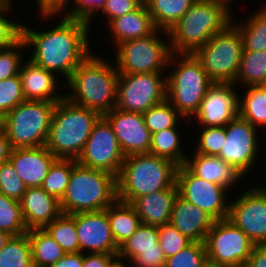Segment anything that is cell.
<instances>
[{"label":"cell","mask_w":266,"mask_h":267,"mask_svg":"<svg viewBox=\"0 0 266 267\" xmlns=\"http://www.w3.org/2000/svg\"><path fill=\"white\" fill-rule=\"evenodd\" d=\"M89 23L63 17L60 23L49 31H35L21 25V38L26 47H34L29 59L47 71L62 74L66 81L72 72L91 53L89 51Z\"/></svg>","instance_id":"6da1fadb"},{"label":"cell","mask_w":266,"mask_h":267,"mask_svg":"<svg viewBox=\"0 0 266 267\" xmlns=\"http://www.w3.org/2000/svg\"><path fill=\"white\" fill-rule=\"evenodd\" d=\"M92 53L66 81L71 92L65 98L102 116L115 108L119 73L113 64Z\"/></svg>","instance_id":"7a4b0ae2"},{"label":"cell","mask_w":266,"mask_h":267,"mask_svg":"<svg viewBox=\"0 0 266 267\" xmlns=\"http://www.w3.org/2000/svg\"><path fill=\"white\" fill-rule=\"evenodd\" d=\"M232 22L230 8L214 0H196L168 31L175 54H194Z\"/></svg>","instance_id":"3957f363"},{"label":"cell","mask_w":266,"mask_h":267,"mask_svg":"<svg viewBox=\"0 0 266 267\" xmlns=\"http://www.w3.org/2000/svg\"><path fill=\"white\" fill-rule=\"evenodd\" d=\"M177 169L173 161L150 153L128 155L116 178L117 199L131 204L137 197L170 188Z\"/></svg>","instance_id":"277c9868"},{"label":"cell","mask_w":266,"mask_h":267,"mask_svg":"<svg viewBox=\"0 0 266 267\" xmlns=\"http://www.w3.org/2000/svg\"><path fill=\"white\" fill-rule=\"evenodd\" d=\"M101 117L95 110L62 98L53 111L46 148L56 158L76 160Z\"/></svg>","instance_id":"5b68a950"},{"label":"cell","mask_w":266,"mask_h":267,"mask_svg":"<svg viewBox=\"0 0 266 267\" xmlns=\"http://www.w3.org/2000/svg\"><path fill=\"white\" fill-rule=\"evenodd\" d=\"M117 199L116 177L83 166L73 159L66 192L60 200L62 213L77 214L105 210Z\"/></svg>","instance_id":"8992f818"},{"label":"cell","mask_w":266,"mask_h":267,"mask_svg":"<svg viewBox=\"0 0 266 267\" xmlns=\"http://www.w3.org/2000/svg\"><path fill=\"white\" fill-rule=\"evenodd\" d=\"M171 63L176 64L174 71L165 76L166 99L184 118L189 119L196 113L214 82L208 77L194 54L172 53L169 65Z\"/></svg>","instance_id":"52a82bcc"},{"label":"cell","mask_w":266,"mask_h":267,"mask_svg":"<svg viewBox=\"0 0 266 267\" xmlns=\"http://www.w3.org/2000/svg\"><path fill=\"white\" fill-rule=\"evenodd\" d=\"M56 103L25 100L0 120L13 149L46 145Z\"/></svg>","instance_id":"ba28073f"},{"label":"cell","mask_w":266,"mask_h":267,"mask_svg":"<svg viewBox=\"0 0 266 267\" xmlns=\"http://www.w3.org/2000/svg\"><path fill=\"white\" fill-rule=\"evenodd\" d=\"M242 53L240 33L230 23L199 48L194 55L214 83H234L239 72Z\"/></svg>","instance_id":"9c48e42d"},{"label":"cell","mask_w":266,"mask_h":267,"mask_svg":"<svg viewBox=\"0 0 266 267\" xmlns=\"http://www.w3.org/2000/svg\"><path fill=\"white\" fill-rule=\"evenodd\" d=\"M166 30L157 29L154 33L132 39L117 45L115 67L119 74L162 73L169 65L172 55L170 42H164L158 34Z\"/></svg>","instance_id":"30bf717a"},{"label":"cell","mask_w":266,"mask_h":267,"mask_svg":"<svg viewBox=\"0 0 266 267\" xmlns=\"http://www.w3.org/2000/svg\"><path fill=\"white\" fill-rule=\"evenodd\" d=\"M162 73L119 74L115 108L144 113L166 99V78Z\"/></svg>","instance_id":"8fae6325"},{"label":"cell","mask_w":266,"mask_h":267,"mask_svg":"<svg viewBox=\"0 0 266 267\" xmlns=\"http://www.w3.org/2000/svg\"><path fill=\"white\" fill-rule=\"evenodd\" d=\"M207 258L217 263L244 267L255 243L228 218L217 220L205 239Z\"/></svg>","instance_id":"7c38bea8"},{"label":"cell","mask_w":266,"mask_h":267,"mask_svg":"<svg viewBox=\"0 0 266 267\" xmlns=\"http://www.w3.org/2000/svg\"><path fill=\"white\" fill-rule=\"evenodd\" d=\"M124 159L125 155L112 126L102 116L94 125L76 162L86 167L108 172L117 178Z\"/></svg>","instance_id":"4fadbf2b"},{"label":"cell","mask_w":266,"mask_h":267,"mask_svg":"<svg viewBox=\"0 0 266 267\" xmlns=\"http://www.w3.org/2000/svg\"><path fill=\"white\" fill-rule=\"evenodd\" d=\"M178 194L208 213L215 221L228 218L227 188L196 176L185 164L176 173Z\"/></svg>","instance_id":"5bb4252c"},{"label":"cell","mask_w":266,"mask_h":267,"mask_svg":"<svg viewBox=\"0 0 266 267\" xmlns=\"http://www.w3.org/2000/svg\"><path fill=\"white\" fill-rule=\"evenodd\" d=\"M225 132L226 139L217 157L244 176L253 169L258 155L257 128L237 116L225 125Z\"/></svg>","instance_id":"9a60e30c"},{"label":"cell","mask_w":266,"mask_h":267,"mask_svg":"<svg viewBox=\"0 0 266 267\" xmlns=\"http://www.w3.org/2000/svg\"><path fill=\"white\" fill-rule=\"evenodd\" d=\"M228 219L255 245L266 244V193L256 186L230 201Z\"/></svg>","instance_id":"2e32d148"},{"label":"cell","mask_w":266,"mask_h":267,"mask_svg":"<svg viewBox=\"0 0 266 267\" xmlns=\"http://www.w3.org/2000/svg\"><path fill=\"white\" fill-rule=\"evenodd\" d=\"M103 117L112 126L125 157L132 154L149 153L152 135L145 125L142 113L113 108Z\"/></svg>","instance_id":"e0dca14e"},{"label":"cell","mask_w":266,"mask_h":267,"mask_svg":"<svg viewBox=\"0 0 266 267\" xmlns=\"http://www.w3.org/2000/svg\"><path fill=\"white\" fill-rule=\"evenodd\" d=\"M74 220L81 253L118 254L106 209L74 214Z\"/></svg>","instance_id":"ac0fdd59"},{"label":"cell","mask_w":266,"mask_h":267,"mask_svg":"<svg viewBox=\"0 0 266 267\" xmlns=\"http://www.w3.org/2000/svg\"><path fill=\"white\" fill-rule=\"evenodd\" d=\"M234 85L214 83L208 89L194 114L202 126H225L238 116V94L234 90Z\"/></svg>","instance_id":"d6986e66"},{"label":"cell","mask_w":266,"mask_h":267,"mask_svg":"<svg viewBox=\"0 0 266 267\" xmlns=\"http://www.w3.org/2000/svg\"><path fill=\"white\" fill-rule=\"evenodd\" d=\"M56 159L46 146L15 148L9 158L27 188L41 187Z\"/></svg>","instance_id":"ffe728a7"},{"label":"cell","mask_w":266,"mask_h":267,"mask_svg":"<svg viewBox=\"0 0 266 267\" xmlns=\"http://www.w3.org/2000/svg\"><path fill=\"white\" fill-rule=\"evenodd\" d=\"M215 220L204 210L182 198H175L170 222L192 242H205Z\"/></svg>","instance_id":"44dd1931"},{"label":"cell","mask_w":266,"mask_h":267,"mask_svg":"<svg viewBox=\"0 0 266 267\" xmlns=\"http://www.w3.org/2000/svg\"><path fill=\"white\" fill-rule=\"evenodd\" d=\"M20 204L28 230L43 229L62 213L60 201L42 187L27 188Z\"/></svg>","instance_id":"7402d4cb"},{"label":"cell","mask_w":266,"mask_h":267,"mask_svg":"<svg viewBox=\"0 0 266 267\" xmlns=\"http://www.w3.org/2000/svg\"><path fill=\"white\" fill-rule=\"evenodd\" d=\"M177 195L178 186L175 183L170 188L137 197L131 205L143 224L160 227L170 222Z\"/></svg>","instance_id":"603a6c76"},{"label":"cell","mask_w":266,"mask_h":267,"mask_svg":"<svg viewBox=\"0 0 266 267\" xmlns=\"http://www.w3.org/2000/svg\"><path fill=\"white\" fill-rule=\"evenodd\" d=\"M19 76L25 100L58 102L65 97L56 95L55 73L35 65L31 60L21 65Z\"/></svg>","instance_id":"cb8c5ba5"},{"label":"cell","mask_w":266,"mask_h":267,"mask_svg":"<svg viewBox=\"0 0 266 267\" xmlns=\"http://www.w3.org/2000/svg\"><path fill=\"white\" fill-rule=\"evenodd\" d=\"M108 25L115 46L127 40L146 37L158 29L145 2L136 10L113 19Z\"/></svg>","instance_id":"d4e9b609"},{"label":"cell","mask_w":266,"mask_h":267,"mask_svg":"<svg viewBox=\"0 0 266 267\" xmlns=\"http://www.w3.org/2000/svg\"><path fill=\"white\" fill-rule=\"evenodd\" d=\"M192 157L191 160H186L185 165L196 176L217 185H221L224 188L229 189L244 177L233 166L217 156L194 153V156Z\"/></svg>","instance_id":"484cf974"},{"label":"cell","mask_w":266,"mask_h":267,"mask_svg":"<svg viewBox=\"0 0 266 267\" xmlns=\"http://www.w3.org/2000/svg\"><path fill=\"white\" fill-rule=\"evenodd\" d=\"M111 234L119 247L141 225V219L130 203L116 199L106 208Z\"/></svg>","instance_id":"4316f807"},{"label":"cell","mask_w":266,"mask_h":267,"mask_svg":"<svg viewBox=\"0 0 266 267\" xmlns=\"http://www.w3.org/2000/svg\"><path fill=\"white\" fill-rule=\"evenodd\" d=\"M28 236L33 267H51L66 255V252L44 229H30Z\"/></svg>","instance_id":"83f0119b"},{"label":"cell","mask_w":266,"mask_h":267,"mask_svg":"<svg viewBox=\"0 0 266 267\" xmlns=\"http://www.w3.org/2000/svg\"><path fill=\"white\" fill-rule=\"evenodd\" d=\"M196 0H144L155 26L169 31Z\"/></svg>","instance_id":"f1b7e54d"},{"label":"cell","mask_w":266,"mask_h":267,"mask_svg":"<svg viewBox=\"0 0 266 267\" xmlns=\"http://www.w3.org/2000/svg\"><path fill=\"white\" fill-rule=\"evenodd\" d=\"M244 98L238 96V116L258 128L266 126V85L248 86Z\"/></svg>","instance_id":"f546056e"},{"label":"cell","mask_w":266,"mask_h":267,"mask_svg":"<svg viewBox=\"0 0 266 267\" xmlns=\"http://www.w3.org/2000/svg\"><path fill=\"white\" fill-rule=\"evenodd\" d=\"M251 16L245 24L231 23L240 33L243 51H266V5Z\"/></svg>","instance_id":"4dcf8cb0"},{"label":"cell","mask_w":266,"mask_h":267,"mask_svg":"<svg viewBox=\"0 0 266 267\" xmlns=\"http://www.w3.org/2000/svg\"><path fill=\"white\" fill-rule=\"evenodd\" d=\"M149 153L173 161L178 166L184 165L188 159L182 152L181 139L176 127L152 134Z\"/></svg>","instance_id":"1f68e13d"},{"label":"cell","mask_w":266,"mask_h":267,"mask_svg":"<svg viewBox=\"0 0 266 267\" xmlns=\"http://www.w3.org/2000/svg\"><path fill=\"white\" fill-rule=\"evenodd\" d=\"M161 249L158 227L143 224L134 234L119 246L118 256L124 260H133L141 251Z\"/></svg>","instance_id":"d6a6232c"},{"label":"cell","mask_w":266,"mask_h":267,"mask_svg":"<svg viewBox=\"0 0 266 267\" xmlns=\"http://www.w3.org/2000/svg\"><path fill=\"white\" fill-rule=\"evenodd\" d=\"M248 86L266 85V51H243L234 82Z\"/></svg>","instance_id":"836d02e7"},{"label":"cell","mask_w":266,"mask_h":267,"mask_svg":"<svg viewBox=\"0 0 266 267\" xmlns=\"http://www.w3.org/2000/svg\"><path fill=\"white\" fill-rule=\"evenodd\" d=\"M43 229L66 253L80 252L74 214L61 213Z\"/></svg>","instance_id":"e575fe53"},{"label":"cell","mask_w":266,"mask_h":267,"mask_svg":"<svg viewBox=\"0 0 266 267\" xmlns=\"http://www.w3.org/2000/svg\"><path fill=\"white\" fill-rule=\"evenodd\" d=\"M0 267H33L28 232L9 238L0 251Z\"/></svg>","instance_id":"d590c367"},{"label":"cell","mask_w":266,"mask_h":267,"mask_svg":"<svg viewBox=\"0 0 266 267\" xmlns=\"http://www.w3.org/2000/svg\"><path fill=\"white\" fill-rule=\"evenodd\" d=\"M72 168L73 159L57 158L51 165L41 187L60 201L66 192Z\"/></svg>","instance_id":"8d00e7d4"},{"label":"cell","mask_w":266,"mask_h":267,"mask_svg":"<svg viewBox=\"0 0 266 267\" xmlns=\"http://www.w3.org/2000/svg\"><path fill=\"white\" fill-rule=\"evenodd\" d=\"M178 117L183 118V116L167 99L150 107L143 113L145 125L149 129L151 135L161 130L176 126L178 127Z\"/></svg>","instance_id":"74e56055"},{"label":"cell","mask_w":266,"mask_h":267,"mask_svg":"<svg viewBox=\"0 0 266 267\" xmlns=\"http://www.w3.org/2000/svg\"><path fill=\"white\" fill-rule=\"evenodd\" d=\"M0 230L12 236L28 232L20 201L0 193Z\"/></svg>","instance_id":"f35d334b"},{"label":"cell","mask_w":266,"mask_h":267,"mask_svg":"<svg viewBox=\"0 0 266 267\" xmlns=\"http://www.w3.org/2000/svg\"><path fill=\"white\" fill-rule=\"evenodd\" d=\"M204 242H191L188 246L168 257L164 267H203L207 260Z\"/></svg>","instance_id":"ab89813d"},{"label":"cell","mask_w":266,"mask_h":267,"mask_svg":"<svg viewBox=\"0 0 266 267\" xmlns=\"http://www.w3.org/2000/svg\"><path fill=\"white\" fill-rule=\"evenodd\" d=\"M25 101L19 74L0 81V120Z\"/></svg>","instance_id":"60d3db41"},{"label":"cell","mask_w":266,"mask_h":267,"mask_svg":"<svg viewBox=\"0 0 266 267\" xmlns=\"http://www.w3.org/2000/svg\"><path fill=\"white\" fill-rule=\"evenodd\" d=\"M195 153L218 156L226 139L225 126H202Z\"/></svg>","instance_id":"b9f144b4"},{"label":"cell","mask_w":266,"mask_h":267,"mask_svg":"<svg viewBox=\"0 0 266 267\" xmlns=\"http://www.w3.org/2000/svg\"><path fill=\"white\" fill-rule=\"evenodd\" d=\"M27 187L10 160L0 164V193L20 201Z\"/></svg>","instance_id":"7bdbcfd3"},{"label":"cell","mask_w":266,"mask_h":267,"mask_svg":"<svg viewBox=\"0 0 266 267\" xmlns=\"http://www.w3.org/2000/svg\"><path fill=\"white\" fill-rule=\"evenodd\" d=\"M26 48L24 40L20 38L11 47L0 50V81L19 74L23 63L19 51Z\"/></svg>","instance_id":"ee69618b"},{"label":"cell","mask_w":266,"mask_h":267,"mask_svg":"<svg viewBox=\"0 0 266 267\" xmlns=\"http://www.w3.org/2000/svg\"><path fill=\"white\" fill-rule=\"evenodd\" d=\"M159 244L166 259L188 246L192 241L176 229L171 223L158 227Z\"/></svg>","instance_id":"f6af8a7d"},{"label":"cell","mask_w":266,"mask_h":267,"mask_svg":"<svg viewBox=\"0 0 266 267\" xmlns=\"http://www.w3.org/2000/svg\"><path fill=\"white\" fill-rule=\"evenodd\" d=\"M12 4L0 11V50L7 49L21 38V23L9 20L6 13H9ZM5 14V15H4Z\"/></svg>","instance_id":"bcb514c9"},{"label":"cell","mask_w":266,"mask_h":267,"mask_svg":"<svg viewBox=\"0 0 266 267\" xmlns=\"http://www.w3.org/2000/svg\"><path fill=\"white\" fill-rule=\"evenodd\" d=\"M73 9L64 14L67 18L79 19L92 24V16L102 10L105 0H73ZM75 5V6H74ZM99 9V10H98Z\"/></svg>","instance_id":"7dc6e473"},{"label":"cell","mask_w":266,"mask_h":267,"mask_svg":"<svg viewBox=\"0 0 266 267\" xmlns=\"http://www.w3.org/2000/svg\"><path fill=\"white\" fill-rule=\"evenodd\" d=\"M144 0H105L101 12L107 17L108 24L115 18L136 10Z\"/></svg>","instance_id":"c3c4849f"},{"label":"cell","mask_w":266,"mask_h":267,"mask_svg":"<svg viewBox=\"0 0 266 267\" xmlns=\"http://www.w3.org/2000/svg\"><path fill=\"white\" fill-rule=\"evenodd\" d=\"M166 257L162 249L141 251L132 261L135 267H164Z\"/></svg>","instance_id":"681fc988"},{"label":"cell","mask_w":266,"mask_h":267,"mask_svg":"<svg viewBox=\"0 0 266 267\" xmlns=\"http://www.w3.org/2000/svg\"><path fill=\"white\" fill-rule=\"evenodd\" d=\"M38 5V14L44 18L54 17L66 8L69 0H36Z\"/></svg>","instance_id":"f907efd6"},{"label":"cell","mask_w":266,"mask_h":267,"mask_svg":"<svg viewBox=\"0 0 266 267\" xmlns=\"http://www.w3.org/2000/svg\"><path fill=\"white\" fill-rule=\"evenodd\" d=\"M117 254L107 253H88L83 254V265L82 267H107L109 262Z\"/></svg>","instance_id":"816d5d0a"},{"label":"cell","mask_w":266,"mask_h":267,"mask_svg":"<svg viewBox=\"0 0 266 267\" xmlns=\"http://www.w3.org/2000/svg\"><path fill=\"white\" fill-rule=\"evenodd\" d=\"M244 267H266V244L254 247Z\"/></svg>","instance_id":"f5cc1de1"},{"label":"cell","mask_w":266,"mask_h":267,"mask_svg":"<svg viewBox=\"0 0 266 267\" xmlns=\"http://www.w3.org/2000/svg\"><path fill=\"white\" fill-rule=\"evenodd\" d=\"M83 253H66L57 263L51 267H82Z\"/></svg>","instance_id":"db71d44e"},{"label":"cell","mask_w":266,"mask_h":267,"mask_svg":"<svg viewBox=\"0 0 266 267\" xmlns=\"http://www.w3.org/2000/svg\"><path fill=\"white\" fill-rule=\"evenodd\" d=\"M12 150L6 132L0 127V164L9 160Z\"/></svg>","instance_id":"11a10c76"},{"label":"cell","mask_w":266,"mask_h":267,"mask_svg":"<svg viewBox=\"0 0 266 267\" xmlns=\"http://www.w3.org/2000/svg\"><path fill=\"white\" fill-rule=\"evenodd\" d=\"M123 260V258L119 257L118 255H116L108 264L107 267H126L123 262L121 261Z\"/></svg>","instance_id":"9f6ffc18"},{"label":"cell","mask_w":266,"mask_h":267,"mask_svg":"<svg viewBox=\"0 0 266 267\" xmlns=\"http://www.w3.org/2000/svg\"><path fill=\"white\" fill-rule=\"evenodd\" d=\"M203 267H237V266H233V265H229L225 263H217V262L207 259Z\"/></svg>","instance_id":"6f0895ef"},{"label":"cell","mask_w":266,"mask_h":267,"mask_svg":"<svg viewBox=\"0 0 266 267\" xmlns=\"http://www.w3.org/2000/svg\"><path fill=\"white\" fill-rule=\"evenodd\" d=\"M11 236L12 235L7 233L6 231L0 230V251L2 250V248L4 247V245L7 243V241Z\"/></svg>","instance_id":"680465c9"},{"label":"cell","mask_w":266,"mask_h":267,"mask_svg":"<svg viewBox=\"0 0 266 267\" xmlns=\"http://www.w3.org/2000/svg\"><path fill=\"white\" fill-rule=\"evenodd\" d=\"M9 4L7 0H0V11L4 10Z\"/></svg>","instance_id":"91938a15"},{"label":"cell","mask_w":266,"mask_h":267,"mask_svg":"<svg viewBox=\"0 0 266 267\" xmlns=\"http://www.w3.org/2000/svg\"><path fill=\"white\" fill-rule=\"evenodd\" d=\"M214 1H217V2H220V3H223L225 4L227 7L230 8V6L228 5L230 3L231 0H214Z\"/></svg>","instance_id":"94428289"},{"label":"cell","mask_w":266,"mask_h":267,"mask_svg":"<svg viewBox=\"0 0 266 267\" xmlns=\"http://www.w3.org/2000/svg\"><path fill=\"white\" fill-rule=\"evenodd\" d=\"M266 193V187H260Z\"/></svg>","instance_id":"6125c7cd"}]
</instances>
